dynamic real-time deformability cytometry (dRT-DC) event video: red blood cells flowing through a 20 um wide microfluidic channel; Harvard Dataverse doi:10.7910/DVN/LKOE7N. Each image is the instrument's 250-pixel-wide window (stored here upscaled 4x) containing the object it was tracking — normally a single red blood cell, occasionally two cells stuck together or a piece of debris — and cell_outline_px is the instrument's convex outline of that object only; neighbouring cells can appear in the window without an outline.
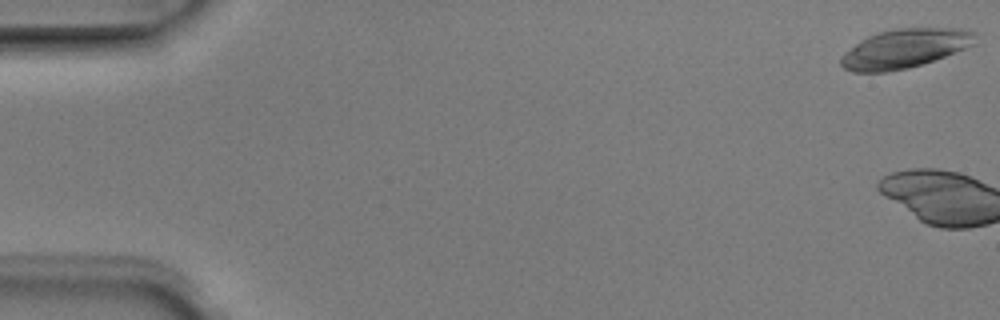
{"species": "Egyptian fruit bat (a non-hibernating species)", "species_latin": "Rousettus aegyptiacus", "temperature_condition": "room temperature", "stored_images_in_passage": 2, "camera_frame_rate_fps": 3000, "um_per_image_px": 0.085, "animal": {"sex": "male"}, "frame": {"image": 1, "passage_image": 1, "time_ms": 0.0, "image_size_px": [1000, 320], "cell_outline_px": [[976, 44], [944, 56], [908, 68], [888, 72], [852, 72], [844, 68], [840, 64], [840, 56], [844, 52], [860, 40], [876, 32], [896, 28], [960, 28], [976, 32]], "centroid_in_image_um": [76.88, 4.12], "position_along_channel_um": 8.1, "area_um2": 30.69}}